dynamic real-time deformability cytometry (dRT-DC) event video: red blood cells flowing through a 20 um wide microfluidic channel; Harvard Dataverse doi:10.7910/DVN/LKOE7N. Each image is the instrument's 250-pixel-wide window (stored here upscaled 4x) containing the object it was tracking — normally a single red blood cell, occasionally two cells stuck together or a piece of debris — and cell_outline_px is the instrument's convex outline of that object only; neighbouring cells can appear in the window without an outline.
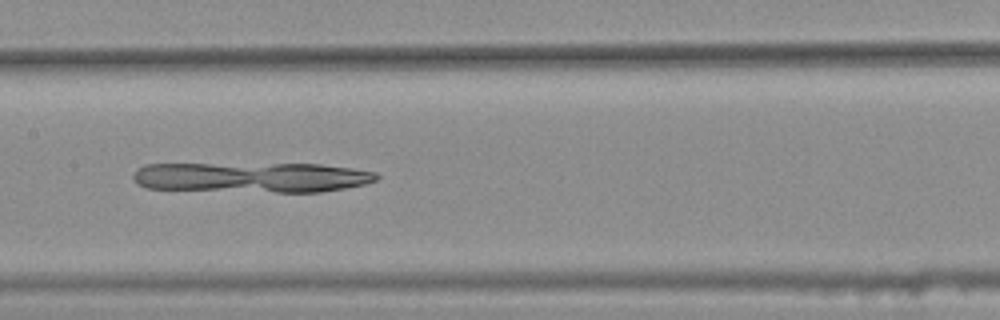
{"species": "common noctule bat (a hibernating species)", "species_latin": "Nyctalus noctula", "temperature_condition": "warm", "stored_images_in_passage": 41, "camera_frame_rate_fps": 3000, "um_per_image_px": 0.085, "animal": {"sex": "female", "body_mass_g": 25.1}, "frame": {"image": 1, "passage_image": 22, "time_ms": 7.0, "image_size_px": [1000, 320], "cell_outline_px": [[380, 176], [376, 180], [364, 184], [344, 188], [320, 192], [276, 192], [148, 188], [136, 184], [132, 180], [132, 176], [136, 168], [144, 164], [320, 164], [352, 168], [376, 172]], "centroid_in_image_um": [21.38, 15.07], "position_along_channel_um": 186.0, "area_um2": 42.89}}